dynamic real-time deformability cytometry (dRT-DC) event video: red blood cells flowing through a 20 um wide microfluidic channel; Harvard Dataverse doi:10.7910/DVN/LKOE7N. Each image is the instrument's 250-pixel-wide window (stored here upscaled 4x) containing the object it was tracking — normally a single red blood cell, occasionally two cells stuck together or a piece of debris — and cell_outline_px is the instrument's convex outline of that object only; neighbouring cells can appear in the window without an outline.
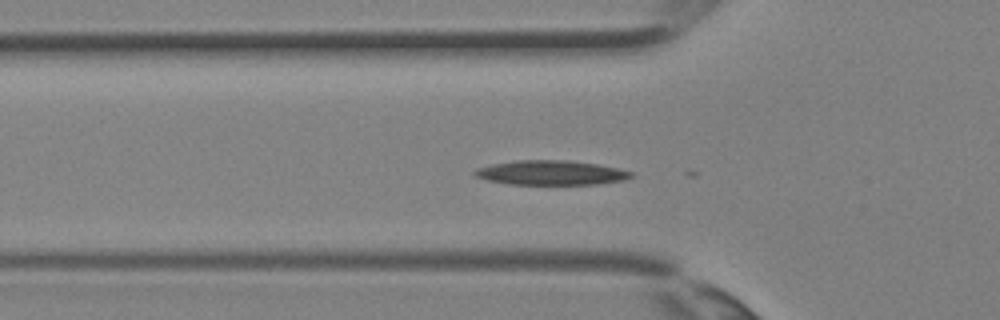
{"species": "Egyptian fruit bat (a non-hibernating species)", "species_latin": "Rousettus aegyptiacus", "temperature_condition": "room temperature", "stored_images_in_passage": 36, "segment_of_instrument_passage": [1, 2], "camera_frame_rate_fps": 3000, "um_per_image_px": 0.085, "animal": {"sex": "female"}, "frame": {"image": 1, "passage_image": 11, "time_ms": 3.333, "image_size_px": [1000, 320], "cell_outline_px": [[636, 176], [624, 180], [596, 184], [512, 184], [488, 180], [476, 176], [472, 172], [476, 168], [492, 164], [516, 160], [568, 160], [596, 164], [616, 168], [632, 172]], "centroid_in_image_um": [46.84, 14.68], "position_along_channel_um": 79.0, "area_um2": 22.2}}
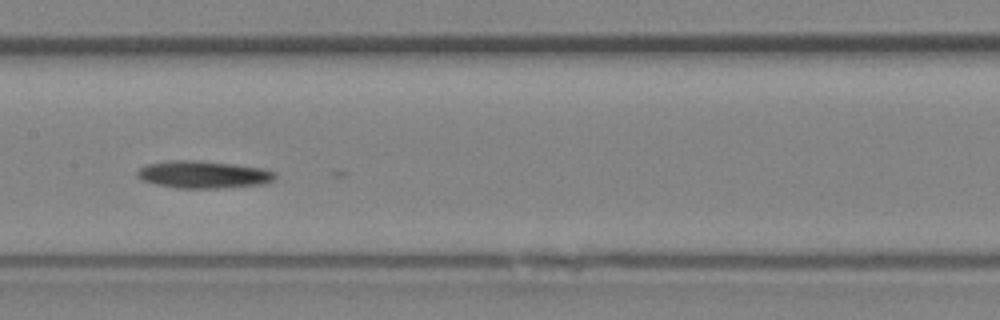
{"frame": {"image": 2, "passage_image": 17, "time_ms": 5.333, "image_size_px": [1000, 320], "cell_outline_px": [[276, 176], [272, 180], [264, 184], [216, 188], [176, 188], [156, 184], [140, 180], [136, 176], [136, 172], [144, 164], [168, 160], [192, 160], [236, 164], [264, 168], [276, 172]], "centroid_in_image_um": [17.25, 14.82], "position_along_channel_um": 190.2, "area_um2": 22.2}}
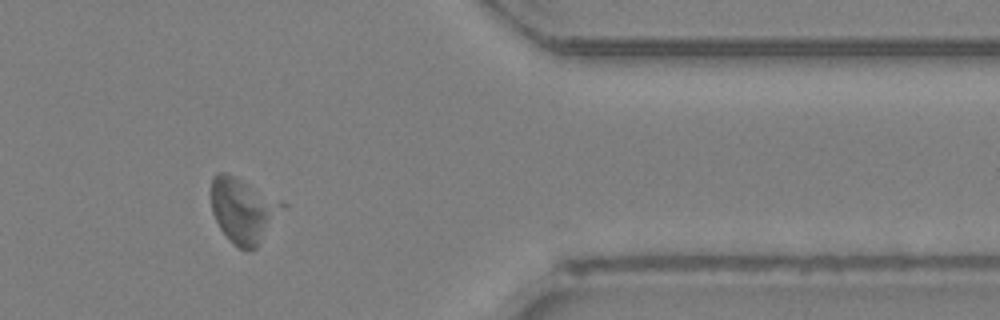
{"frame": {"image": 3, "passage_image": 29, "time_ms": 9.333, "image_size_px": [1000, 320], "cell_outline_px": [[288, 204], [256, 248], [240, 248], [232, 244], [220, 228], [212, 212], [212, 176], [216, 172], [228, 172], [284, 200]], "centroid_in_image_um": [20.72, 17.82], "position_along_channel_um": 390.7, "area_um2": 27.28}}